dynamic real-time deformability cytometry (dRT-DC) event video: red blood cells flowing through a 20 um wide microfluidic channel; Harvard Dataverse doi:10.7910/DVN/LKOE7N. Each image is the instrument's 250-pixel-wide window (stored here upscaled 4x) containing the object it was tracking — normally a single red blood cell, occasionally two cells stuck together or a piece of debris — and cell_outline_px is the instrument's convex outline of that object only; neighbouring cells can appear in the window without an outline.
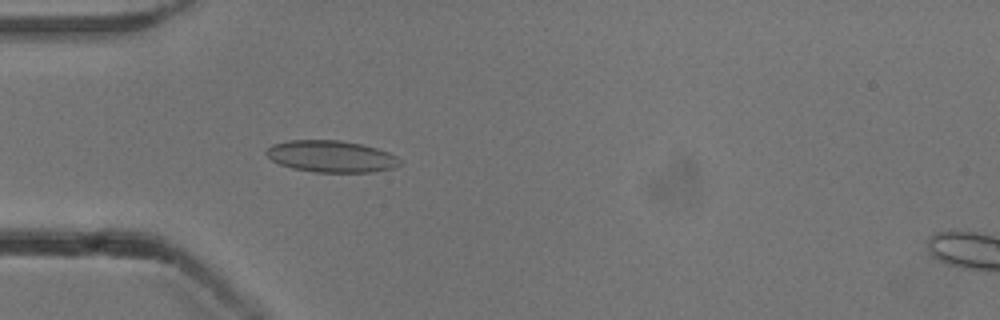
{"species": "common noctule bat (a hibernating species)", "species_latin": "Nyctalus noctula", "temperature_condition": "cold", "stored_images_in_passage": 42, "camera_frame_rate_fps": 3000, "um_per_image_px": 0.085, "animal": {"sex": "male", "body_mass_g": 13.3}, "frame": {"image": 1, "passage_image": 5, "time_ms": 1.333, "image_size_px": [1000, 320], "cell_outline_px": [[400, 164], [392, 168], [372, 172], [316, 172], [292, 168], [280, 164], [272, 160], [264, 152], [272, 144], [288, 140], [340, 140], [360, 144], [376, 148], [388, 152], [396, 156], [400, 160]], "centroid_in_image_um": [28.13, 13.29], "position_along_channel_um": 56.9, "area_um2": 24.57}}
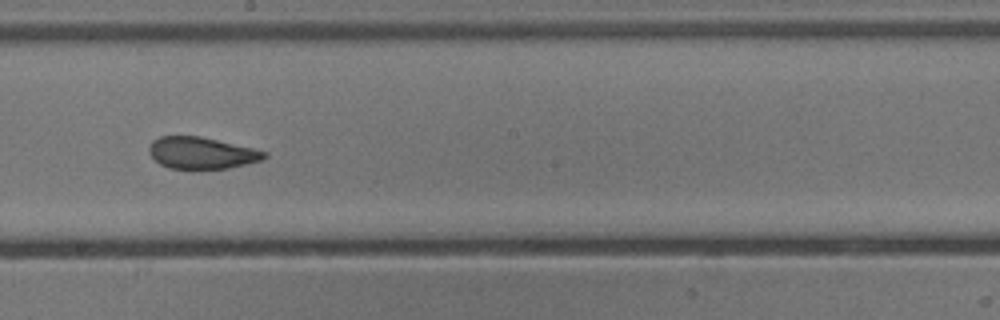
{"frame": {"image": 2, "passage_image": 19, "time_ms": 6.0, "image_size_px": [1000, 320], "cell_outline_px": [[268, 156], [260, 160], [228, 168], [192, 172], [168, 168], [160, 164], [148, 152], [148, 148], [152, 140], [160, 136], [200, 136], [252, 148], [268, 152]], "centroid_in_image_um": [17.09, 13.04], "position_along_channel_um": 231.1, "area_um2": 21.91}}
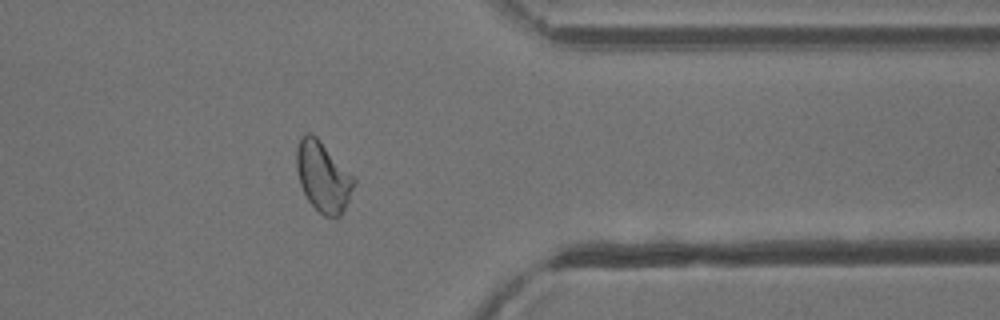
{"frame": {"image": 3, "passage_image": 32, "time_ms": 10.333, "image_size_px": [1000, 320], "cell_outline_px": [[356, 180], [348, 200], [340, 216], [336, 220], [324, 216], [308, 200], [300, 184], [296, 168], [296, 152], [300, 136], [304, 132], [308, 132], [316, 136]], "centroid_in_image_um": [27.43, 15.03], "position_along_channel_um": 384.0, "area_um2": 23.18}, "authors_computed_cell_mechanics": {"area_um2": 23.2067, "velocity_mm_per_s": 3.8317, "shape_relaxation_time_tau1_ms": null, "shape_relaxation_time_tau2_ms": 1.2619, "deformation_change_tau1": null, "deformation_change_tau2": 0.0523}}